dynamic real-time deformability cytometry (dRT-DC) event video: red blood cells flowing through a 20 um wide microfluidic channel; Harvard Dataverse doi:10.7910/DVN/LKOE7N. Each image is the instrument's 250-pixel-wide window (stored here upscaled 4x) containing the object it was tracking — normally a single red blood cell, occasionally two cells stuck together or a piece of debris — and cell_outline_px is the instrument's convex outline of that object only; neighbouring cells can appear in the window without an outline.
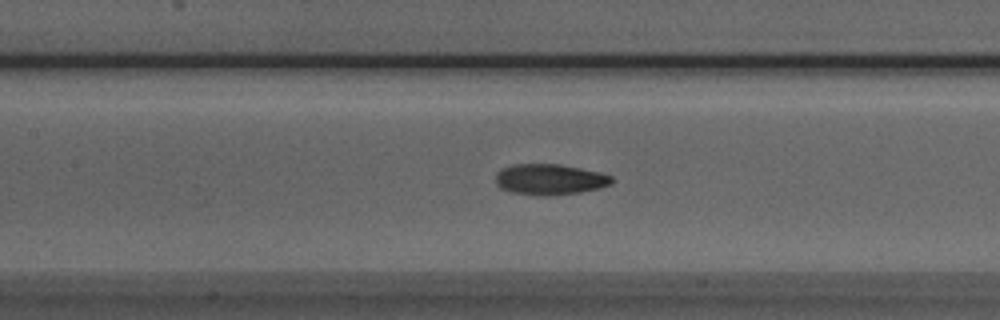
{"species": "Egyptian fruit bat (a non-hibernating species)", "species_latin": "Rousettus aegyptiacus", "temperature_condition": "room temperature", "stored_images_in_passage": 46, "camera_frame_rate_fps": 3000, "um_per_image_px": 0.085, "animal": {"sex": "male"}, "frame": {"image": 1, "passage_image": 18, "time_ms": 5.667, "image_size_px": [1000, 320], "cell_outline_px": [[612, 184], [600, 188], [580, 192], [548, 196], [544, 196], [512, 192], [500, 188], [496, 184], [496, 172], [500, 168], [512, 164], [560, 164], [600, 172], [612, 176]], "centroid_in_image_um": [46.71, 15.24], "position_along_channel_um": 160.7, "area_um2": 20.98}}
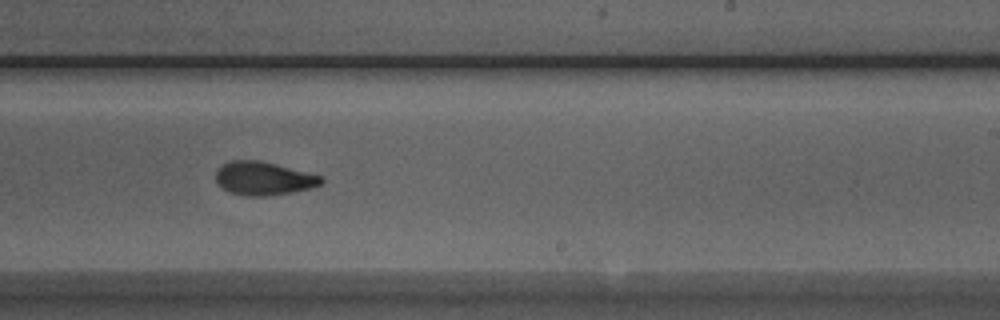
{"frame": {"image": 2, "passage_image": 26, "time_ms": 8.333, "image_size_px": [1000, 320], "cell_outline_px": [[324, 180], [320, 184], [312, 188], [292, 192], [264, 196], [248, 196], [228, 192], [216, 184], [216, 168], [232, 160], [260, 160], [324, 176]], "centroid_in_image_um": [22.39, 15.16], "position_along_channel_um": 266.6, "area_um2": 20.69}}
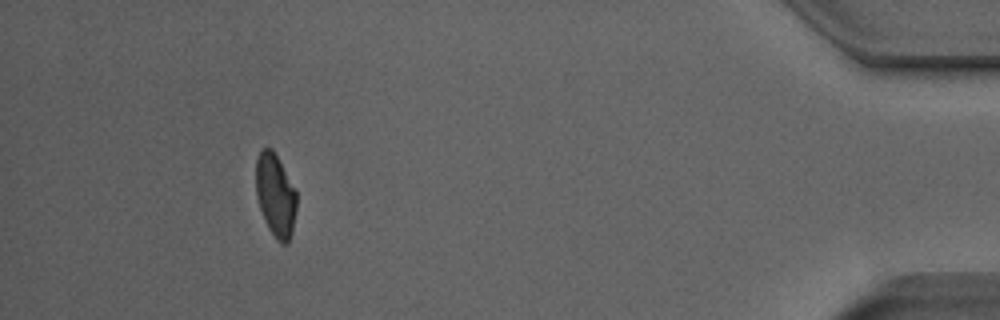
{"frame": {"image": 3, "passage_image": 42, "time_ms": 13.667, "image_size_px": [1000, 320], "cell_outline_px": [[296, 212], [292, 232], [288, 244], [280, 244], [276, 240], [268, 228], [264, 220], [256, 196], [256, 160], [260, 152], [264, 148], [272, 148], [296, 188]], "centroid_in_image_um": [23.43, 16.63], "position_along_channel_um": 411.8, "area_um2": 19.88}, "authors_computed_cell_mechanics": {"area_um2": 20.519, "velocity_mm_per_s": 3.9843, "shape_relaxation_time_tau1_ms": 3.769, "shape_relaxation_time_tau2_ms": 2.5944, "deformation_change_tau1": 0.1439, "deformation_change_tau2": 0.0743}}